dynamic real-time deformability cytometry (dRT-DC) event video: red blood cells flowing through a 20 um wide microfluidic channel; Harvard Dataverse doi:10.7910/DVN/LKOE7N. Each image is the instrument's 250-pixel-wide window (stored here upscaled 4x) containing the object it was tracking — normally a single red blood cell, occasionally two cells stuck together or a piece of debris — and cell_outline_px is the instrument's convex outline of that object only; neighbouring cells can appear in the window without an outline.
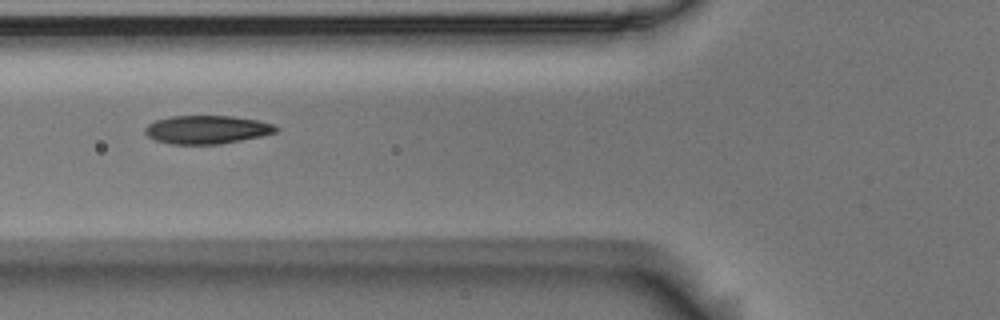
{"species": "Egyptian fruit bat (a non-hibernating species)", "species_latin": "Rousettus aegyptiacus", "temperature_condition": "room temperature", "stored_images_in_passage": 21, "camera_frame_rate_fps": 3000, "um_per_image_px": 0.085, "animal": {"sex": "male"}, "frame": {"image": 1, "passage_image": 4, "time_ms": 1.0, "image_size_px": [1000, 320], "cell_outline_px": [[280, 128], [276, 132], [260, 136], [220, 144], [172, 144], [156, 140], [148, 136], [144, 132], [144, 128], [148, 124], [156, 120], [172, 116], [232, 116], [256, 120], [276, 124]], "centroid_in_image_um": [17.59, 11.01], "position_along_channel_um": 108.2, "area_um2": 21.56}}